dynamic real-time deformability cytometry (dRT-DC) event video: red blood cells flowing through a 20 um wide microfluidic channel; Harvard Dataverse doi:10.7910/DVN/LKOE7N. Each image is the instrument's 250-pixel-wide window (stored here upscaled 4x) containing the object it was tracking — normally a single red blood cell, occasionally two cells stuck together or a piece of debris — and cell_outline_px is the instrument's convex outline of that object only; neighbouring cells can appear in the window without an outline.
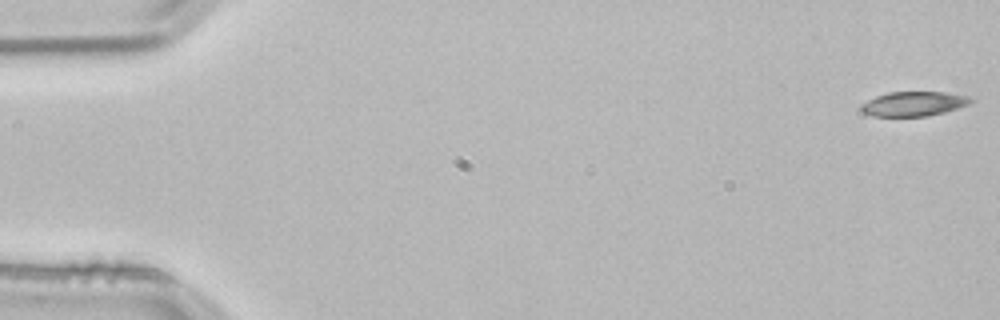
{"species": "common noctule bat (a hibernating species)", "species_latin": "Nyctalus noctula", "temperature_condition": "room temperature", "stored_images_in_passage": 53, "camera_frame_rate_fps": 3000, "um_per_image_px": 0.085, "animal": {"sex": "male", "body_mass_g": 21.5, "forearm_length_mm": 52.0}, "frame": {"image": 1, "passage_image": 1, "time_ms": 0.0, "image_size_px": [1000, 320], "cell_outline_px": [[976, 100], [968, 104], [944, 112], [928, 116], [872, 116], [860, 112], [860, 104], [876, 96], [888, 92], [948, 92], [968, 96]], "centroid_in_image_um": [77.64, 8.82], "position_along_channel_um": 7.4, "area_um2": 15.78}}
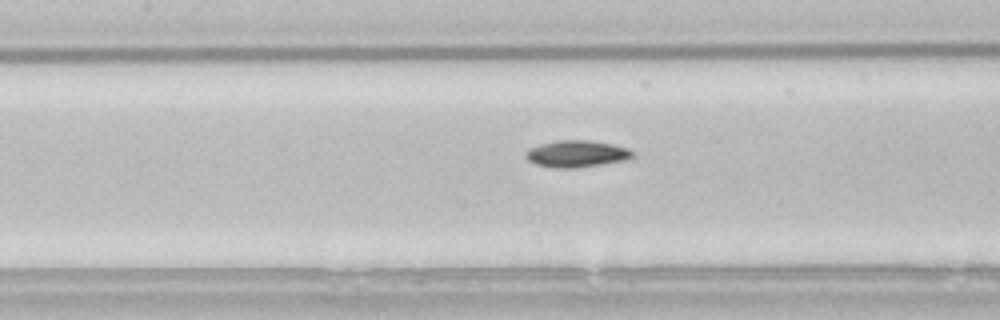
{"frame": {"image": 2, "passage_image": 24, "time_ms": 7.667, "image_size_px": [1000, 320], "cell_outline_px": [[636, 156], [624, 160], [576, 168], [552, 168], [536, 164], [528, 160], [524, 156], [524, 152], [528, 148], [540, 144], [556, 140], [588, 140], [612, 144], [628, 148], [636, 152]], "centroid_in_image_um": [49.0, 13.07], "position_along_channel_um": 158.4, "area_um2": 16.88}}
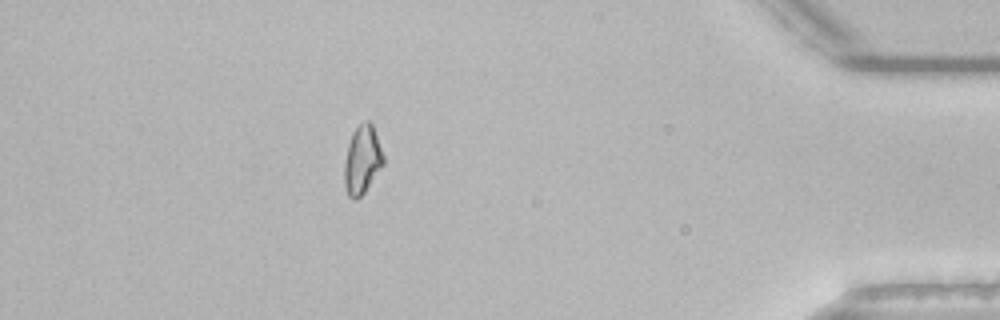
{"frame": {"image": 3, "passage_image": 47, "time_ms": 15.333, "image_size_px": [1000, 320], "cell_outline_px": [[384, 164], [364, 192], [356, 200], [352, 200], [348, 196], [344, 184], [344, 164], [348, 144], [352, 132], [364, 120], [368, 120], [372, 124], [384, 156]], "centroid_in_image_um": [30.78, 13.59], "position_along_channel_um": 404.4, "area_um2": 15.55}, "authors_computed_cell_mechanics": {"area_um2": 15.9528, "velocity_mm_per_s": 3.8433, "shape_relaxation_time_tau1_ms": 8.1126, "shape_relaxation_time_tau2_ms": null, "deformation_change_tau1": 0.1737, "deformation_change_tau2": null}}